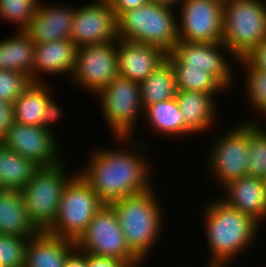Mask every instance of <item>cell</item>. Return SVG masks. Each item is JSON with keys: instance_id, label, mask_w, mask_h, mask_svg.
Masks as SVG:
<instances>
[{"instance_id": "cell-39", "label": "cell", "mask_w": 266, "mask_h": 267, "mask_svg": "<svg viewBox=\"0 0 266 267\" xmlns=\"http://www.w3.org/2000/svg\"><path fill=\"white\" fill-rule=\"evenodd\" d=\"M63 267H87V254L75 248L67 256Z\"/></svg>"}, {"instance_id": "cell-30", "label": "cell", "mask_w": 266, "mask_h": 267, "mask_svg": "<svg viewBox=\"0 0 266 267\" xmlns=\"http://www.w3.org/2000/svg\"><path fill=\"white\" fill-rule=\"evenodd\" d=\"M248 176L266 180V125L250 123Z\"/></svg>"}, {"instance_id": "cell-23", "label": "cell", "mask_w": 266, "mask_h": 267, "mask_svg": "<svg viewBox=\"0 0 266 267\" xmlns=\"http://www.w3.org/2000/svg\"><path fill=\"white\" fill-rule=\"evenodd\" d=\"M39 231L31 223L19 190L0 191V234L30 238Z\"/></svg>"}, {"instance_id": "cell-40", "label": "cell", "mask_w": 266, "mask_h": 267, "mask_svg": "<svg viewBox=\"0 0 266 267\" xmlns=\"http://www.w3.org/2000/svg\"><path fill=\"white\" fill-rule=\"evenodd\" d=\"M150 3L159 4L171 8H177L181 0H148Z\"/></svg>"}, {"instance_id": "cell-14", "label": "cell", "mask_w": 266, "mask_h": 267, "mask_svg": "<svg viewBox=\"0 0 266 267\" xmlns=\"http://www.w3.org/2000/svg\"><path fill=\"white\" fill-rule=\"evenodd\" d=\"M0 143L39 167L53 166L64 159L57 135L42 126L12 122Z\"/></svg>"}, {"instance_id": "cell-13", "label": "cell", "mask_w": 266, "mask_h": 267, "mask_svg": "<svg viewBox=\"0 0 266 267\" xmlns=\"http://www.w3.org/2000/svg\"><path fill=\"white\" fill-rule=\"evenodd\" d=\"M177 12L178 40L197 43L223 41V6L213 0H181Z\"/></svg>"}, {"instance_id": "cell-9", "label": "cell", "mask_w": 266, "mask_h": 267, "mask_svg": "<svg viewBox=\"0 0 266 267\" xmlns=\"http://www.w3.org/2000/svg\"><path fill=\"white\" fill-rule=\"evenodd\" d=\"M103 205L77 172L64 187L55 221L47 232L75 242Z\"/></svg>"}, {"instance_id": "cell-27", "label": "cell", "mask_w": 266, "mask_h": 267, "mask_svg": "<svg viewBox=\"0 0 266 267\" xmlns=\"http://www.w3.org/2000/svg\"><path fill=\"white\" fill-rule=\"evenodd\" d=\"M177 90L174 69L166 59L140 83L142 106L145 109L148 105L174 98Z\"/></svg>"}, {"instance_id": "cell-28", "label": "cell", "mask_w": 266, "mask_h": 267, "mask_svg": "<svg viewBox=\"0 0 266 267\" xmlns=\"http://www.w3.org/2000/svg\"><path fill=\"white\" fill-rule=\"evenodd\" d=\"M235 62L237 63L235 69H237V67L243 69L242 71L241 69L238 71L244 74L245 78L243 85L245 89V101H248L249 103L247 104L252 106L250 108H254L255 114L258 113L254 116L255 119L253 116L251 117L250 114V118H244V120L241 121L264 124L265 121L263 119L265 118L266 120V72L250 67L241 57L237 58ZM257 116L258 118H256Z\"/></svg>"}, {"instance_id": "cell-41", "label": "cell", "mask_w": 266, "mask_h": 267, "mask_svg": "<svg viewBox=\"0 0 266 267\" xmlns=\"http://www.w3.org/2000/svg\"><path fill=\"white\" fill-rule=\"evenodd\" d=\"M207 263L205 267H232L233 263H224V262H205Z\"/></svg>"}, {"instance_id": "cell-2", "label": "cell", "mask_w": 266, "mask_h": 267, "mask_svg": "<svg viewBox=\"0 0 266 267\" xmlns=\"http://www.w3.org/2000/svg\"><path fill=\"white\" fill-rule=\"evenodd\" d=\"M206 202V206L201 205L203 210L200 214L203 215L202 229L209 253L206 262L234 263L239 260L238 256H245L243 253L254 248L253 244L258 242L256 240L263 227L248 215L230 207L218 195L211 200L207 198Z\"/></svg>"}, {"instance_id": "cell-26", "label": "cell", "mask_w": 266, "mask_h": 267, "mask_svg": "<svg viewBox=\"0 0 266 267\" xmlns=\"http://www.w3.org/2000/svg\"><path fill=\"white\" fill-rule=\"evenodd\" d=\"M39 168L33 161L4 147L0 143V187L22 190Z\"/></svg>"}, {"instance_id": "cell-31", "label": "cell", "mask_w": 266, "mask_h": 267, "mask_svg": "<svg viewBox=\"0 0 266 267\" xmlns=\"http://www.w3.org/2000/svg\"><path fill=\"white\" fill-rule=\"evenodd\" d=\"M39 0H0V21L25 30L33 19Z\"/></svg>"}, {"instance_id": "cell-35", "label": "cell", "mask_w": 266, "mask_h": 267, "mask_svg": "<svg viewBox=\"0 0 266 267\" xmlns=\"http://www.w3.org/2000/svg\"><path fill=\"white\" fill-rule=\"evenodd\" d=\"M60 102H56V100H54V97L50 98L47 101V104L45 106V110H44V114L42 117V127L44 129H47L49 131H51L52 133H54L55 135L57 133H55L56 130H54L52 128V126L56 123H59V120H62V117L64 118L63 114V108L61 106H59ZM58 121V122H57Z\"/></svg>"}, {"instance_id": "cell-6", "label": "cell", "mask_w": 266, "mask_h": 267, "mask_svg": "<svg viewBox=\"0 0 266 267\" xmlns=\"http://www.w3.org/2000/svg\"><path fill=\"white\" fill-rule=\"evenodd\" d=\"M94 97L111 137H132L140 132L144 113L140 83L118 75Z\"/></svg>"}, {"instance_id": "cell-15", "label": "cell", "mask_w": 266, "mask_h": 267, "mask_svg": "<svg viewBox=\"0 0 266 267\" xmlns=\"http://www.w3.org/2000/svg\"><path fill=\"white\" fill-rule=\"evenodd\" d=\"M70 40L77 47L118 41L117 18L108 0L77 4Z\"/></svg>"}, {"instance_id": "cell-8", "label": "cell", "mask_w": 266, "mask_h": 267, "mask_svg": "<svg viewBox=\"0 0 266 267\" xmlns=\"http://www.w3.org/2000/svg\"><path fill=\"white\" fill-rule=\"evenodd\" d=\"M266 40V0H231L223 6V43L236 58Z\"/></svg>"}, {"instance_id": "cell-10", "label": "cell", "mask_w": 266, "mask_h": 267, "mask_svg": "<svg viewBox=\"0 0 266 267\" xmlns=\"http://www.w3.org/2000/svg\"><path fill=\"white\" fill-rule=\"evenodd\" d=\"M74 243L76 249L86 254L121 259L130 267L146 266L127 246L117 215L107 204L96 212Z\"/></svg>"}, {"instance_id": "cell-29", "label": "cell", "mask_w": 266, "mask_h": 267, "mask_svg": "<svg viewBox=\"0 0 266 267\" xmlns=\"http://www.w3.org/2000/svg\"><path fill=\"white\" fill-rule=\"evenodd\" d=\"M178 90L224 94L228 90L204 68L173 67Z\"/></svg>"}, {"instance_id": "cell-22", "label": "cell", "mask_w": 266, "mask_h": 267, "mask_svg": "<svg viewBox=\"0 0 266 267\" xmlns=\"http://www.w3.org/2000/svg\"><path fill=\"white\" fill-rule=\"evenodd\" d=\"M74 249L75 243L69 239L38 232L28 240L24 267H63Z\"/></svg>"}, {"instance_id": "cell-18", "label": "cell", "mask_w": 266, "mask_h": 267, "mask_svg": "<svg viewBox=\"0 0 266 267\" xmlns=\"http://www.w3.org/2000/svg\"><path fill=\"white\" fill-rule=\"evenodd\" d=\"M166 55L157 46L118 39V75L141 83L166 60Z\"/></svg>"}, {"instance_id": "cell-38", "label": "cell", "mask_w": 266, "mask_h": 267, "mask_svg": "<svg viewBox=\"0 0 266 267\" xmlns=\"http://www.w3.org/2000/svg\"><path fill=\"white\" fill-rule=\"evenodd\" d=\"M12 122V105L0 101V140L3 138Z\"/></svg>"}, {"instance_id": "cell-4", "label": "cell", "mask_w": 266, "mask_h": 267, "mask_svg": "<svg viewBox=\"0 0 266 267\" xmlns=\"http://www.w3.org/2000/svg\"><path fill=\"white\" fill-rule=\"evenodd\" d=\"M176 11L150 2L126 11L117 18L118 39L154 45L170 53L179 41Z\"/></svg>"}, {"instance_id": "cell-33", "label": "cell", "mask_w": 266, "mask_h": 267, "mask_svg": "<svg viewBox=\"0 0 266 267\" xmlns=\"http://www.w3.org/2000/svg\"><path fill=\"white\" fill-rule=\"evenodd\" d=\"M31 82L24 73L0 70V101L12 105Z\"/></svg>"}, {"instance_id": "cell-37", "label": "cell", "mask_w": 266, "mask_h": 267, "mask_svg": "<svg viewBox=\"0 0 266 267\" xmlns=\"http://www.w3.org/2000/svg\"><path fill=\"white\" fill-rule=\"evenodd\" d=\"M112 11L118 18L122 13L144 6L148 0H108Z\"/></svg>"}, {"instance_id": "cell-42", "label": "cell", "mask_w": 266, "mask_h": 267, "mask_svg": "<svg viewBox=\"0 0 266 267\" xmlns=\"http://www.w3.org/2000/svg\"><path fill=\"white\" fill-rule=\"evenodd\" d=\"M215 2H218L219 4H221L222 6H224L225 4H227L228 2H230L231 0H213Z\"/></svg>"}, {"instance_id": "cell-3", "label": "cell", "mask_w": 266, "mask_h": 267, "mask_svg": "<svg viewBox=\"0 0 266 267\" xmlns=\"http://www.w3.org/2000/svg\"><path fill=\"white\" fill-rule=\"evenodd\" d=\"M155 186L109 204L117 215L127 246L144 264L148 263L154 247H158L157 242L160 244V236H165V219H168Z\"/></svg>"}, {"instance_id": "cell-5", "label": "cell", "mask_w": 266, "mask_h": 267, "mask_svg": "<svg viewBox=\"0 0 266 267\" xmlns=\"http://www.w3.org/2000/svg\"><path fill=\"white\" fill-rule=\"evenodd\" d=\"M65 160L53 166L39 167L20 190L29 219L39 232L52 227L64 187L77 173V167L74 171L67 169L69 164Z\"/></svg>"}, {"instance_id": "cell-16", "label": "cell", "mask_w": 266, "mask_h": 267, "mask_svg": "<svg viewBox=\"0 0 266 267\" xmlns=\"http://www.w3.org/2000/svg\"><path fill=\"white\" fill-rule=\"evenodd\" d=\"M73 5V6H72ZM45 3L39 0L36 13L25 32L34 44L70 39V31L77 6Z\"/></svg>"}, {"instance_id": "cell-20", "label": "cell", "mask_w": 266, "mask_h": 267, "mask_svg": "<svg viewBox=\"0 0 266 267\" xmlns=\"http://www.w3.org/2000/svg\"><path fill=\"white\" fill-rule=\"evenodd\" d=\"M143 120L144 126L148 127V132L151 135L163 136L169 139L174 137L182 140L184 137L188 138L189 135H196L200 137L185 121L184 116L181 114L179 104L176 97L163 100L151 105L144 109ZM148 125V126H147ZM153 133V134H152ZM181 136V137H180Z\"/></svg>"}, {"instance_id": "cell-11", "label": "cell", "mask_w": 266, "mask_h": 267, "mask_svg": "<svg viewBox=\"0 0 266 267\" xmlns=\"http://www.w3.org/2000/svg\"><path fill=\"white\" fill-rule=\"evenodd\" d=\"M227 55H230L229 58ZM166 59L172 67L204 68L206 72L214 76L230 92L233 88L238 89L235 87L238 83L236 78H239L237 77L239 73L233 68L236 65H232L236 64L234 61L237 58L223 42L197 43L178 41L172 51L167 53Z\"/></svg>"}, {"instance_id": "cell-25", "label": "cell", "mask_w": 266, "mask_h": 267, "mask_svg": "<svg viewBox=\"0 0 266 267\" xmlns=\"http://www.w3.org/2000/svg\"><path fill=\"white\" fill-rule=\"evenodd\" d=\"M51 89L53 90V87L49 82H31L12 103L13 122L42 126L45 106L47 101L54 95Z\"/></svg>"}, {"instance_id": "cell-12", "label": "cell", "mask_w": 266, "mask_h": 267, "mask_svg": "<svg viewBox=\"0 0 266 267\" xmlns=\"http://www.w3.org/2000/svg\"><path fill=\"white\" fill-rule=\"evenodd\" d=\"M118 76L117 41L78 47L74 72L68 83L93 98Z\"/></svg>"}, {"instance_id": "cell-34", "label": "cell", "mask_w": 266, "mask_h": 267, "mask_svg": "<svg viewBox=\"0 0 266 267\" xmlns=\"http://www.w3.org/2000/svg\"><path fill=\"white\" fill-rule=\"evenodd\" d=\"M241 58L250 67L266 72V40L251 47Z\"/></svg>"}, {"instance_id": "cell-36", "label": "cell", "mask_w": 266, "mask_h": 267, "mask_svg": "<svg viewBox=\"0 0 266 267\" xmlns=\"http://www.w3.org/2000/svg\"><path fill=\"white\" fill-rule=\"evenodd\" d=\"M87 267H130V266L121 259L87 254Z\"/></svg>"}, {"instance_id": "cell-19", "label": "cell", "mask_w": 266, "mask_h": 267, "mask_svg": "<svg viewBox=\"0 0 266 267\" xmlns=\"http://www.w3.org/2000/svg\"><path fill=\"white\" fill-rule=\"evenodd\" d=\"M218 196L230 207L248 215L261 226L266 222V180L243 176L230 182ZM265 219V220H264Z\"/></svg>"}, {"instance_id": "cell-24", "label": "cell", "mask_w": 266, "mask_h": 267, "mask_svg": "<svg viewBox=\"0 0 266 267\" xmlns=\"http://www.w3.org/2000/svg\"><path fill=\"white\" fill-rule=\"evenodd\" d=\"M15 31L0 40V70L24 73L33 82L35 44L24 30Z\"/></svg>"}, {"instance_id": "cell-7", "label": "cell", "mask_w": 266, "mask_h": 267, "mask_svg": "<svg viewBox=\"0 0 266 267\" xmlns=\"http://www.w3.org/2000/svg\"><path fill=\"white\" fill-rule=\"evenodd\" d=\"M229 128V129H228ZM224 128L212 139L206 155L203 157L205 165L213 175L219 192L230 182L248 175V145L250 137V123L240 121L233 127ZM226 130V131H225Z\"/></svg>"}, {"instance_id": "cell-1", "label": "cell", "mask_w": 266, "mask_h": 267, "mask_svg": "<svg viewBox=\"0 0 266 267\" xmlns=\"http://www.w3.org/2000/svg\"><path fill=\"white\" fill-rule=\"evenodd\" d=\"M139 135L112 137L117 146L97 145L88 151L83 168L77 166V172L104 204L144 193L156 183L152 176L155 163L146 156L151 150L150 141Z\"/></svg>"}, {"instance_id": "cell-17", "label": "cell", "mask_w": 266, "mask_h": 267, "mask_svg": "<svg viewBox=\"0 0 266 267\" xmlns=\"http://www.w3.org/2000/svg\"><path fill=\"white\" fill-rule=\"evenodd\" d=\"M77 50L70 39L35 44L33 82H48L46 75H63L68 81L75 69Z\"/></svg>"}, {"instance_id": "cell-21", "label": "cell", "mask_w": 266, "mask_h": 267, "mask_svg": "<svg viewBox=\"0 0 266 267\" xmlns=\"http://www.w3.org/2000/svg\"><path fill=\"white\" fill-rule=\"evenodd\" d=\"M205 92L177 90L176 99L186 123L198 134L212 131L220 112L217 96ZM218 105V106H217ZM217 108V109H216ZM217 121V122H216Z\"/></svg>"}, {"instance_id": "cell-32", "label": "cell", "mask_w": 266, "mask_h": 267, "mask_svg": "<svg viewBox=\"0 0 266 267\" xmlns=\"http://www.w3.org/2000/svg\"><path fill=\"white\" fill-rule=\"evenodd\" d=\"M29 238L0 234V266L24 267Z\"/></svg>"}]
</instances>
